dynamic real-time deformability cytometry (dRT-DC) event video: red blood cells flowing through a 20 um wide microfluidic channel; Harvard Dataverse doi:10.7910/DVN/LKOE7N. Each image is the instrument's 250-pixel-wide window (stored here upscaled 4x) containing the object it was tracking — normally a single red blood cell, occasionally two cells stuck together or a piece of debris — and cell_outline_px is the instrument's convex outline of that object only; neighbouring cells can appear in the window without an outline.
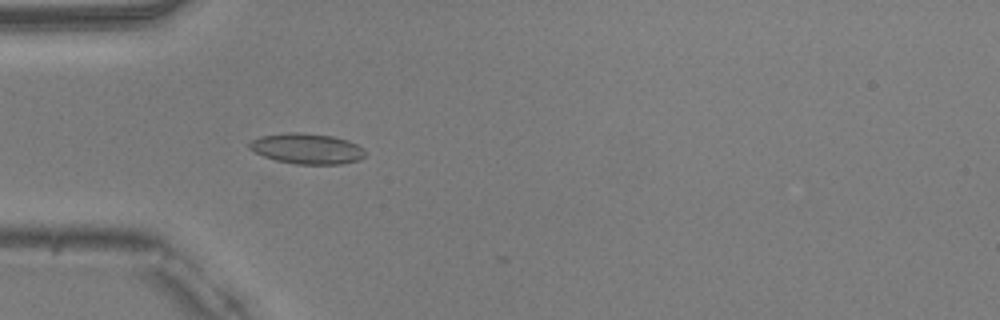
{"species": "common noctule bat (a hibernating species)", "species_latin": "Nyctalus noctula", "temperature_condition": "warm", "stored_images_in_passage": 17, "camera_frame_rate_fps": 3000, "um_per_image_px": 0.085, "animal": {"sex": "male", "body_mass_g": 20.5, "forearm_length_mm": 52.5}, "frame": {"image": 1, "passage_image": 1, "time_ms": 0.0, "image_size_px": [1000, 320], "cell_outline_px": [[364, 156], [360, 160], [340, 164], [296, 164], [276, 160], [264, 156], [248, 148], [248, 144], [252, 140], [260, 136], [288, 132], [300, 132], [332, 136], [348, 140], [364, 148]], "centroid_in_image_um": [26.09, 12.63], "position_along_channel_um": 58.9, "area_um2": 20.58}}
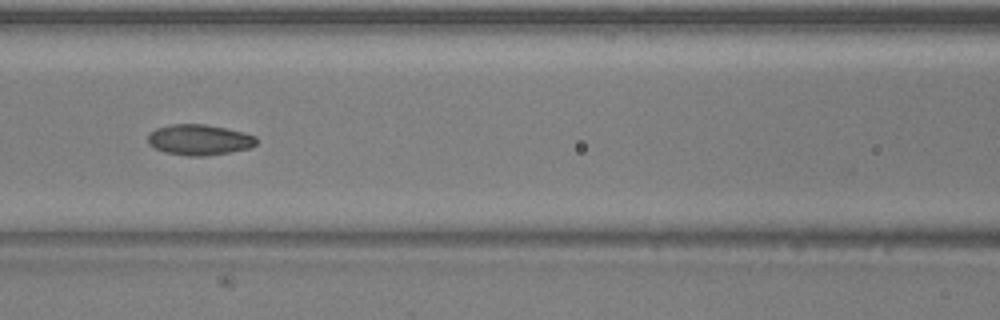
{"frame": {"image": 2, "passage_image": 8, "time_ms": 2.333, "image_size_px": [1000, 320], "cell_outline_px": [[260, 140], [252, 148], [204, 156], [188, 156], [164, 152], [148, 144], [148, 136], [156, 128], [172, 124], [204, 124], [224, 128], [256, 136]], "centroid_in_image_um": [16.96, 11.89], "position_along_channel_um": 149.6, "area_um2": 19.31}}
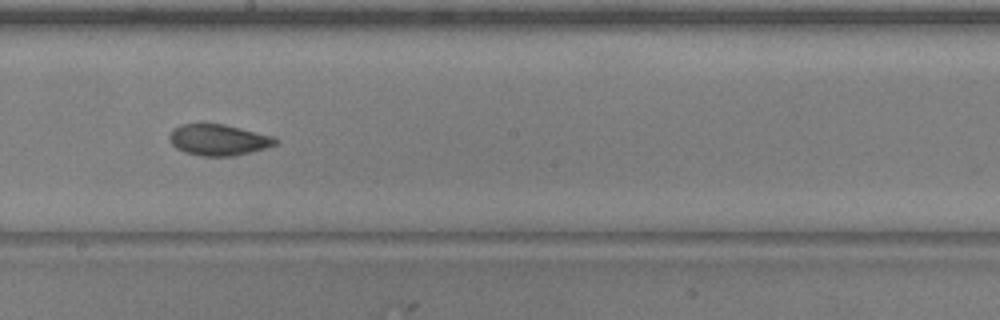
{"frame": {"image": 3, "passage_image": 14, "time_ms": 4.333, "image_size_px": [1000, 320], "cell_outline_px": [[276, 144], [264, 148], [232, 156], [200, 156], [184, 152], [176, 148], [172, 144], [168, 136], [172, 128], [180, 124], [224, 124], [276, 136]], "centroid_in_image_um": [18.54, 11.88], "position_along_channel_um": 229.7, "area_um2": 19.25}}